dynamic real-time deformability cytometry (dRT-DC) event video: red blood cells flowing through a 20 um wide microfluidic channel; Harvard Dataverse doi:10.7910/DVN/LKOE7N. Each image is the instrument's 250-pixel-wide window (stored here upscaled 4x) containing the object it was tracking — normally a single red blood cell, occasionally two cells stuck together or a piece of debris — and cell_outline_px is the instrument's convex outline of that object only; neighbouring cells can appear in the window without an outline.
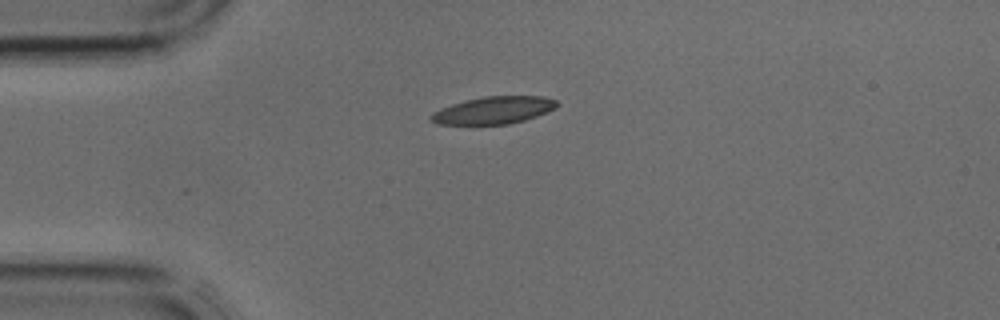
{"species": "common noctule bat (a hibernating species)", "species_latin": "Nyctalus noctula", "temperature_condition": "cold", "stored_images_in_passage": 2, "camera_frame_rate_fps": 3000, "um_per_image_px": 0.085, "animal": {"sex": "male", "body_mass_g": 17.9, "forearm_length_mm": 54.2}, "frame": {"image": 1, "passage_image": 1, "time_ms": 0.0, "image_size_px": [1000, 320], "cell_outline_px": [[560, 104], [556, 108], [548, 112], [524, 120], [508, 124], [436, 124], [428, 116], [432, 112], [440, 108], [464, 100], [484, 96], [544, 96], [556, 100]], "centroid_in_image_um": [41.97, 9.36], "position_along_channel_um": 43.0, "area_um2": 20.17}}